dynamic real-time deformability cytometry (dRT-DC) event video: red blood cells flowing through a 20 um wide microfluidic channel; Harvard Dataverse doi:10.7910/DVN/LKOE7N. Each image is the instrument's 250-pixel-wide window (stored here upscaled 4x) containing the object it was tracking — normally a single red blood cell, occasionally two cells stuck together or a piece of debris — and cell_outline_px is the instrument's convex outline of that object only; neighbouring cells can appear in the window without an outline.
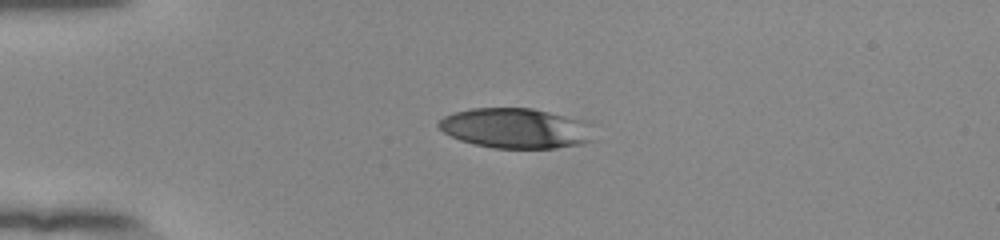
{"species": "human", "species_latin": "Homo sapiens", "temperature_condition": "room temperature", "stored_images_in_passage": 41, "camera_frame_rate_fps": 3000, "um_per_image_px": 0.085, "donor": {"sex": "female"}, "frame": {"image": 1, "passage_image": 1, "time_ms": 0.0, "image_size_px": [1000, 240], "cell_outline_px": [[592, 140], [584, 144], [556, 148], [492, 148], [472, 144], [460, 140], [444, 132], [436, 124], [444, 116], [452, 112], [472, 108], [532, 108], [584, 120]], "centroid_in_image_um": [43.77, 10.9], "position_along_channel_um": 41.2, "area_um2": 36.13}}
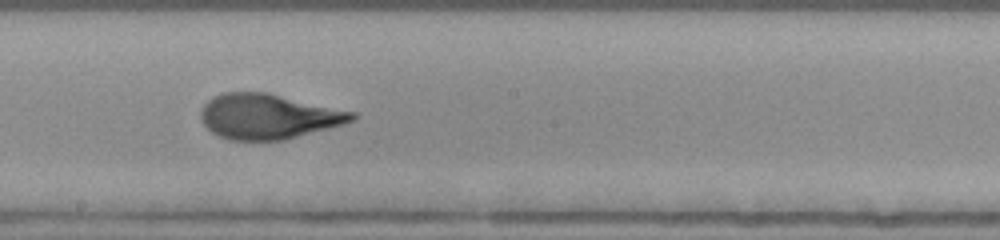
{"frame": {"image": 2, "passage_image": 18, "time_ms": 5.667, "image_size_px": [1000, 240], "cell_outline_px": [[356, 120], [344, 124], [284, 140], [228, 140], [212, 132], [200, 120], [200, 112], [204, 104], [212, 96], [224, 92], [268, 92], [356, 112]], "centroid_in_image_um": [22.81, 9.89], "position_along_channel_um": 225.4, "area_um2": 39.94}}
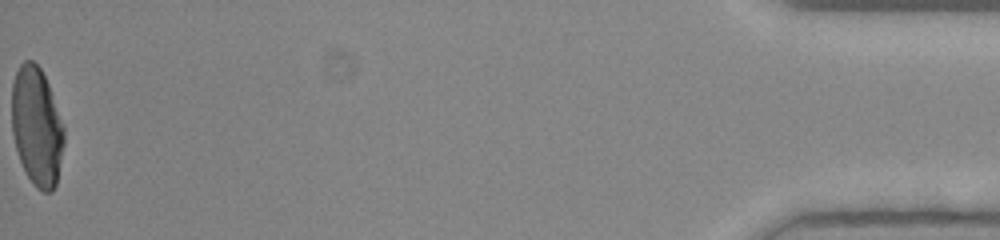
{"frame": {"image": 3, "passage_image": 41, "time_ms": 13.333, "image_size_px": [1000, 240], "cell_outline_px": [[64, 144], [56, 184], [52, 192], [44, 192], [36, 188], [32, 184], [20, 160], [16, 148], [12, 132], [12, 84], [16, 72], [20, 64], [24, 60], [32, 60], [40, 68], [48, 84], [64, 124]], "centroid_in_image_um": [3.13, 10.75], "position_along_channel_um": 432.1, "area_um2": 36.18}, "authors_computed_cell_mechanics": {"area_um2": 39.3618, "velocity_mm_per_s": 3.8953, "shape_relaxation_time_tau1_ms": 5.3803, "shape_relaxation_time_tau2_ms": 0.7119, "deformation_change_tau1": 0.2285, "deformation_change_tau2": 0.0819}}